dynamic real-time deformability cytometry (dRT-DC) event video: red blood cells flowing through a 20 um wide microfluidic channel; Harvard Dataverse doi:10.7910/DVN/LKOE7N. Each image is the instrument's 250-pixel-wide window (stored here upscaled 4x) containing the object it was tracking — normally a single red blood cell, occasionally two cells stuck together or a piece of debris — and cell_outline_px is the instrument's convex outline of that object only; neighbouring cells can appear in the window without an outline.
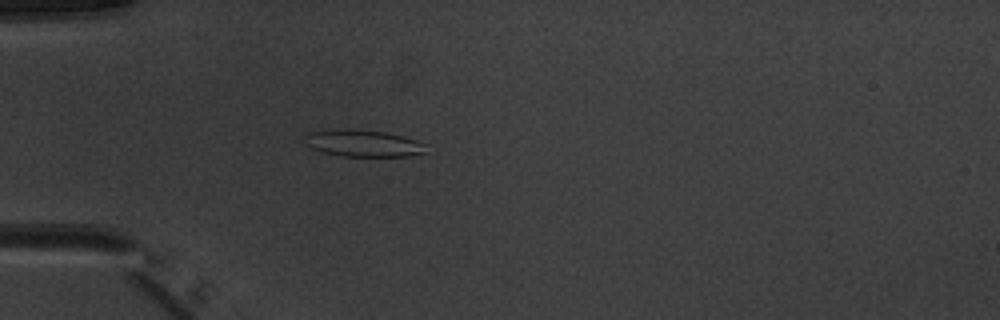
{"species": "common noctule bat (a hibernating species)", "species_latin": "Nyctalus noctula", "temperature_condition": "warm", "stored_images_in_passage": 41, "camera_frame_rate_fps": 3000, "um_per_image_px": 0.085, "animal": {"sex": "male", "body_mass_g": 20.1, "forearm_length_mm": 53.5}, "frame": {"image": 1, "passage_image": 5, "time_ms": 1.333, "image_size_px": [1000, 320], "cell_outline_px": [[428, 144], [424, 152], [408, 156], [340, 156], [324, 152], [312, 148], [300, 140], [308, 132], [344, 128], [384, 132], [404, 136]], "centroid_in_image_um": [30.83, 12.17], "position_along_channel_um": 54.2, "area_um2": 19.13}}
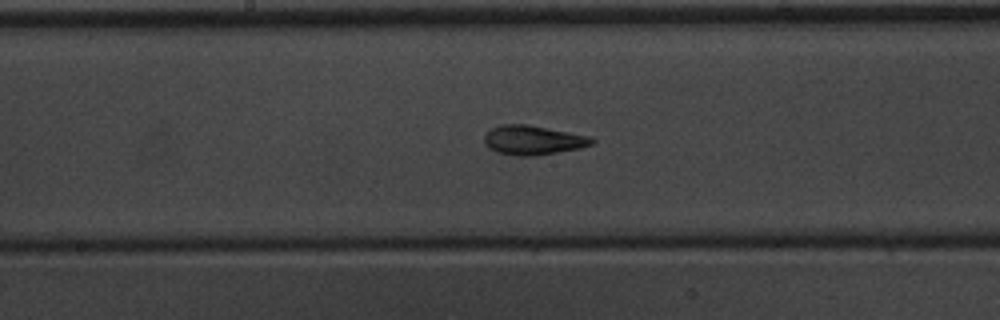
{"frame": {"image": 2, "passage_image": 17, "time_ms": 5.333, "image_size_px": [1000, 320], "cell_outline_px": [[596, 140], [592, 144], [580, 148], [536, 156], [516, 156], [496, 152], [484, 140], [484, 136], [492, 128], [500, 124], [528, 124], [592, 136]], "centroid_in_image_um": [45.36, 11.9], "position_along_channel_um": 202.8, "area_um2": 18.44}}
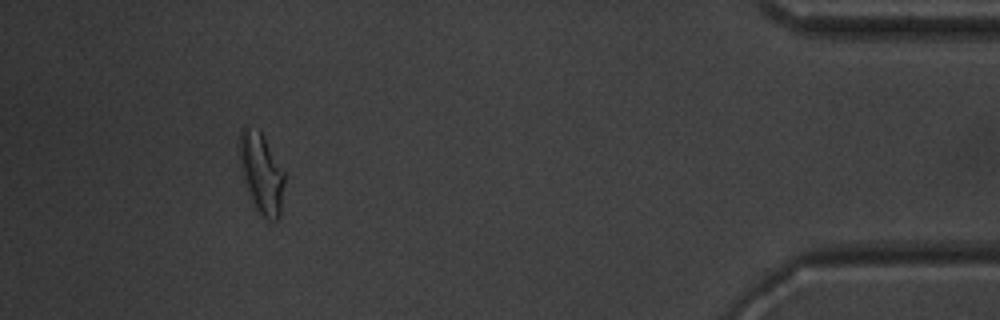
{"frame": {"image": 3, "passage_image": 37, "time_ms": 12.0, "image_size_px": [1000, 320], "cell_outline_px": [[284, 184], [280, 216], [276, 220], [268, 220], [256, 208], [244, 180], [240, 164], [240, 132], [244, 124], [260, 132], [264, 136], [284, 172]], "centroid_in_image_um": [22.23, 14.7], "position_along_channel_um": 413.0, "area_um2": 20.52}, "authors_computed_cell_mechanics": {"area_um2": 18.4382, "velocity_mm_per_s": 3.977, "shape_relaxation_time_tau1_ms": 7.4443, "shape_relaxation_time_tau2_ms": 2.2654, "deformation_change_tau1": 0.2116, "deformation_change_tau2": 0.0945}}